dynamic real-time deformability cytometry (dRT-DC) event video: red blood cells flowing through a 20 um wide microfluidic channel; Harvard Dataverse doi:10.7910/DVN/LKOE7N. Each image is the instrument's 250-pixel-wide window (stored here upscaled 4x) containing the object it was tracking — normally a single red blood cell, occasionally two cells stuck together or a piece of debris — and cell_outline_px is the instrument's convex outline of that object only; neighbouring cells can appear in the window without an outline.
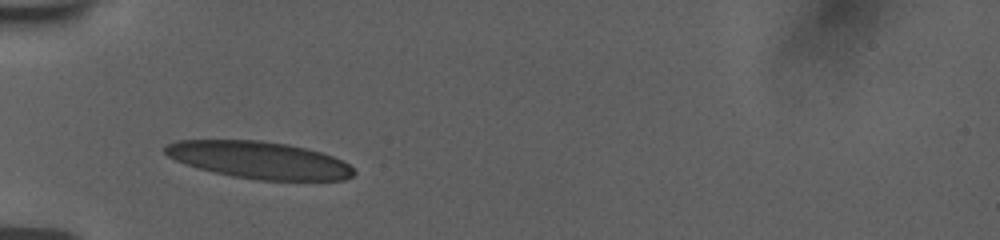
{"species": "human", "species_latin": "Homo sapiens", "temperature_condition": "room temperature", "stored_images_in_passage": 33, "camera_frame_rate_fps": 3000, "um_per_image_px": 0.085, "donor": {"sex": "female"}, "frame": {"image": 1, "passage_image": 1, "time_ms": 0.0, "image_size_px": [1000, 240], "cell_outline_px": [[356, 172], [352, 176], [344, 180], [256, 180], [232, 176], [200, 168], [176, 160], [168, 156], [164, 152], [164, 148], [168, 144], [176, 140], [260, 140], [288, 144], [308, 148], [332, 156], [348, 164]], "centroid_in_image_um": [22.05, 13.6], "position_along_channel_um": 63.0, "area_um2": 40.63}}
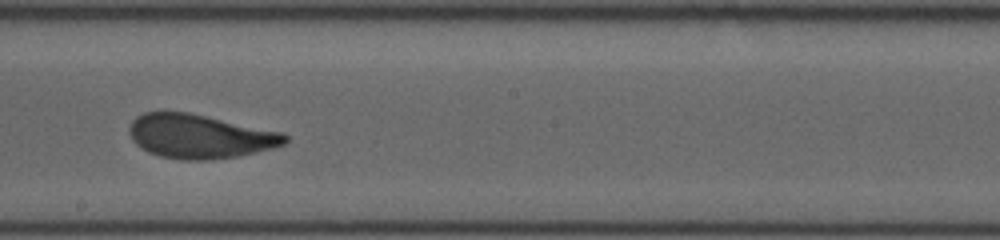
{"frame": {"image": 2, "passage_image": 15, "time_ms": 4.667, "image_size_px": [1000, 240], "cell_outline_px": [[288, 140], [284, 144], [272, 148], [256, 152], [236, 156], [208, 160], [180, 160], [160, 156], [148, 152], [136, 144], [132, 140], [128, 132], [128, 128], [132, 120], [136, 116], [144, 112], [188, 112], [284, 132], [288, 136]], "centroid_in_image_um": [16.96, 11.58], "position_along_channel_um": 231.2, "area_um2": 40.06}}
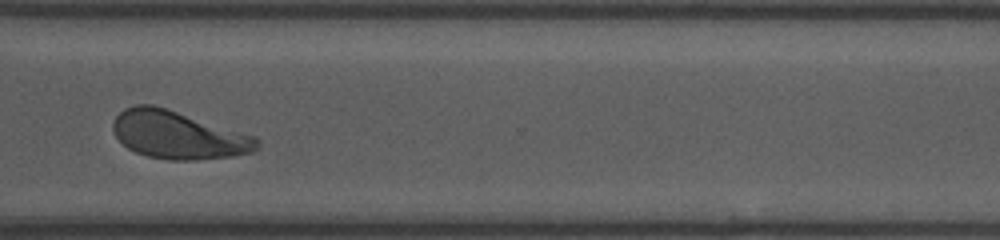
{"frame": {"image": 3, "passage_image": 25, "time_ms": 8.0, "image_size_px": [1000, 240], "cell_outline_px": [[260, 148], [252, 152], [232, 156], [196, 160], [168, 160], [148, 156], [136, 152], [128, 148], [116, 136], [112, 128], [112, 124], [116, 116], [124, 108], [136, 104], [152, 104], [256, 136], [260, 140]], "centroid_in_image_um": [15.16, 11.48], "position_along_channel_um": 355.4, "area_um2": 40.06}, "authors_computed_cell_mechanics": {"area_um2": 40.0554, "velocity_mm_per_s": 3.7341, "shape_relaxation_time_tau1_ms": 3.7782, "shape_relaxation_time_tau2_ms": 1.0004, "deformation_change_tau1": 0.1748, "deformation_change_tau2": 0.0861}}